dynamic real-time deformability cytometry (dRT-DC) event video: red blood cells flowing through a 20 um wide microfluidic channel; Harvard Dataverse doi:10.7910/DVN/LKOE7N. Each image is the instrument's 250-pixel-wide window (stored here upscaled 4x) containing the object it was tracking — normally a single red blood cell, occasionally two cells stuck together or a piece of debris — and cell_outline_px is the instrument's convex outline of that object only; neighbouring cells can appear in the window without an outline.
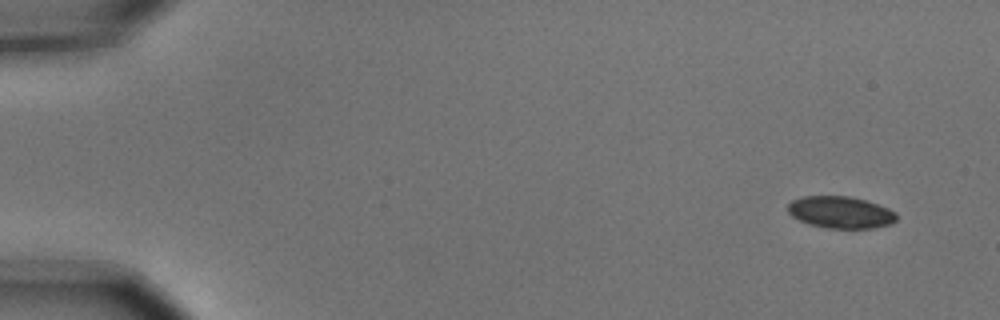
{"species": "common noctule bat (a hibernating species)", "species_latin": "Nyctalus noctula", "temperature_condition": "cold", "stored_images_in_passage": 4, "camera_frame_rate_fps": 3000, "um_per_image_px": 0.085, "animal": {"sex": "male", "body_mass_g": 15.6}, "frame": {"image": 1, "passage_image": 1, "time_ms": 0.0, "image_size_px": [1000, 320], "cell_outline_px": [[896, 220], [892, 224], [872, 228], [828, 228], [808, 224], [792, 216], [788, 212], [788, 204], [792, 200], [800, 196], [848, 196], [864, 200], [888, 208], [896, 212]], "centroid_in_image_um": [71.43, 18.04], "position_along_channel_um": 13.6, "area_um2": 20.17}}